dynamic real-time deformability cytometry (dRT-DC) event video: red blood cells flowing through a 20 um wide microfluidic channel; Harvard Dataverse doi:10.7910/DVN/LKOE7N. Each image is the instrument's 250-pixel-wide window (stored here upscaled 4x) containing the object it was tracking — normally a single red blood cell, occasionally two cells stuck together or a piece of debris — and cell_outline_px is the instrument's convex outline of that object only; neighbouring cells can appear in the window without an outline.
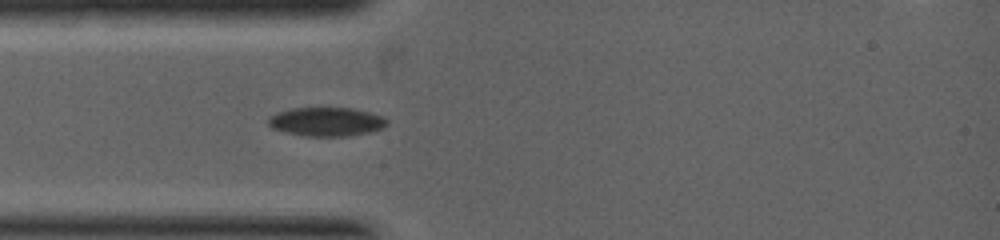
{"species": "common noctule bat (a hibernating species)", "species_latin": "Nyctalus noctula", "temperature_condition": "warm", "stored_images_in_passage": 32, "camera_frame_rate_fps": 5000, "um_per_image_px": 0.085, "animal": {"sex": "female", "body_mass_g": 19.0, "forearm_length_mm": 53.3}, "frame": {"image": 1, "passage_image": 5, "time_ms": 0.8, "image_size_px": [1000, 240], "cell_outline_px": [[388, 124], [384, 128], [372, 132], [348, 136], [304, 136], [272, 128], [268, 124], [268, 116], [292, 108], [352, 108], [368, 112], [380, 116], [388, 120]], "centroid_in_image_um": [27.77, 10.35], "position_along_channel_um": 57.2, "area_um2": 19.88}}
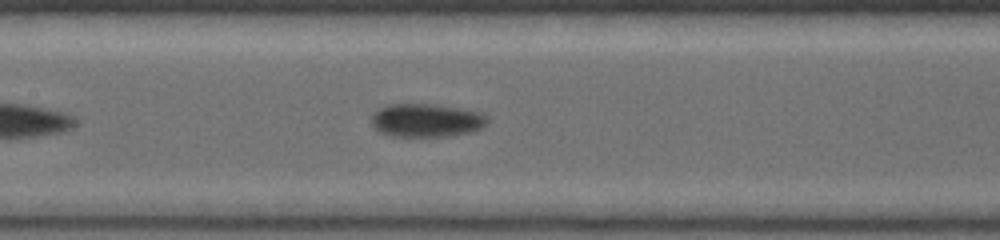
{"frame": {"image": 2, "passage_image": 13, "time_ms": 2.4, "image_size_px": [1000, 240], "cell_outline_px": [[488, 124], [480, 128], [468, 132], [448, 136], [392, 136], [380, 132], [372, 124], [372, 116], [376, 108], [388, 104], [436, 104], [484, 112], [488, 116]], "centroid_in_image_um": [36.26, 10.21], "position_along_channel_um": 171.1, "area_um2": 22.72}}
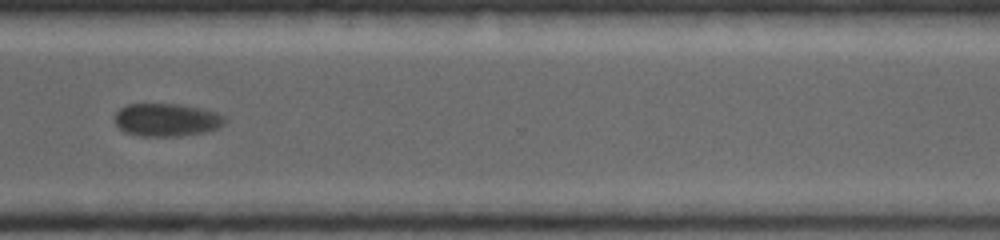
{"frame": {"image": 3, "passage_image": 25, "time_ms": 5.0, "image_size_px": [1000, 240], "cell_outline_px": [[228, 120], [224, 124], [216, 128], [204, 132], [180, 136], [140, 136], [124, 132], [116, 124], [116, 112], [120, 108], [128, 104], [180, 104], [200, 108], [216, 112], [224, 116]], "centroid_in_image_um": [14.18, 10.19], "position_along_channel_um": 356.4, "area_um2": 21.1}}